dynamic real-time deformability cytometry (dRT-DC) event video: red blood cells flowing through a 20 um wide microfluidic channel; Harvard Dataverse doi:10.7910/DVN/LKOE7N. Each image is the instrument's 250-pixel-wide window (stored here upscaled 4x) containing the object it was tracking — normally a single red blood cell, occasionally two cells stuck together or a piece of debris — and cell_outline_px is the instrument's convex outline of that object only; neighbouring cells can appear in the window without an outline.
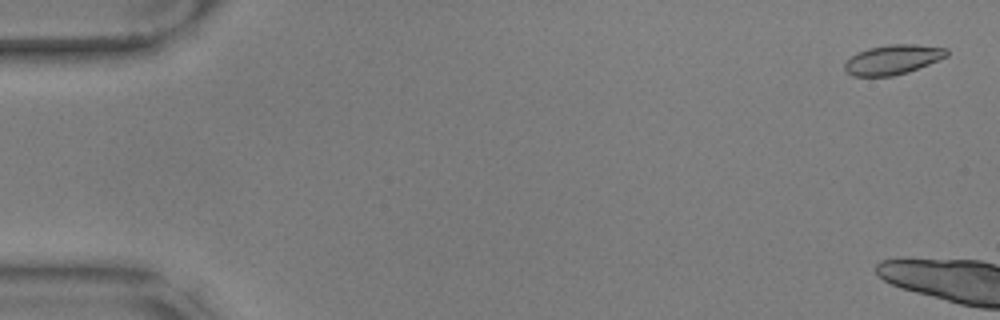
{"species": "common noctule bat (a hibernating species)", "species_latin": "Nyctalus noctula", "temperature_condition": "warm", "stored_images_in_passage": 6, "camera_frame_rate_fps": 3000, "um_per_image_px": 0.085, "animal": {"sex": "male", "body_mass_g": 17.9, "forearm_length_mm": 54.2}, "frame": {"image": 1, "passage_image": 2, "time_ms": 0.333, "image_size_px": [1000, 320], "cell_outline_px": [[948, 56], [908, 72], [892, 76], [852, 76], [844, 72], [844, 64], [856, 52], [868, 48], [888, 44], [916, 44], [948, 48]], "centroid_in_image_um": [75.87, 5.06], "position_along_channel_um": 9.1, "area_um2": 17.74}}